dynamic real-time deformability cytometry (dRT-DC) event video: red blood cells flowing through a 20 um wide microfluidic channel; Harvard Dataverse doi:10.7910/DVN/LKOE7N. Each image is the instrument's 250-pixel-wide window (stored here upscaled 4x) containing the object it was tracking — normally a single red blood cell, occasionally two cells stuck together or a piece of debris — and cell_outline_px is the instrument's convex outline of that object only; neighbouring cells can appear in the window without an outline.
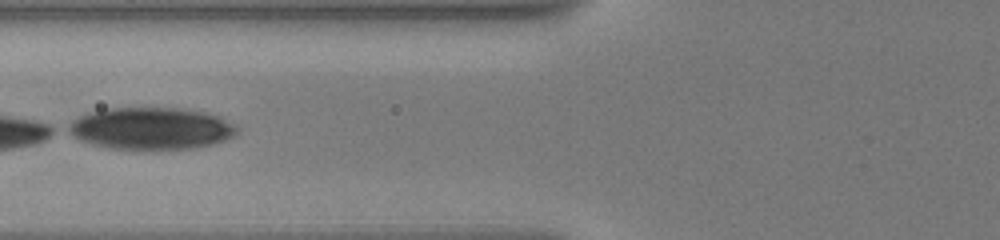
{"species": "human", "species_latin": "Homo sapiens", "temperature_condition": "warm", "stored_images_in_passage": 8, "camera_frame_rate_fps": 3000, "um_per_image_px": 0.085, "donor": {"sex": "male"}, "frame": {"image": 1, "passage_image": 5, "time_ms": 1.667, "image_size_px": [1000, 240], "cell_outline_px": [[240, 128], [236, 136], [212, 144], [192, 148], [112, 148], [96, 144], [84, 140], [68, 132], [64, 128], [72, 120], [88, 112], [104, 108], [180, 108], [204, 112], [220, 116], [236, 124]], "centroid_in_image_um": [12.9, 10.88], "position_along_channel_um": 112.9, "area_um2": 41.04}}
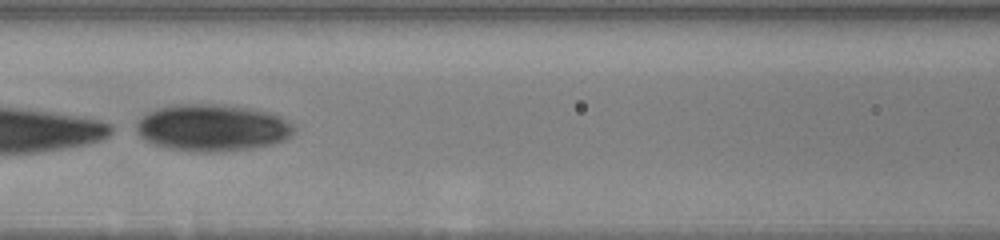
{"frame": {"image": 2, "passage_image": 6, "time_ms": 2.667, "image_size_px": [1000, 240], "cell_outline_px": [[296, 132], [284, 140], [272, 144], [252, 148], [224, 152], [200, 152], [168, 148], [156, 144], [140, 136], [136, 132], [136, 120], [140, 116], [156, 108], [168, 104], [224, 104], [256, 108], [276, 112], [292, 124], [296, 128]], "centroid_in_image_um": [18.09, 10.83], "position_along_channel_um": 148.5, "area_um2": 43.99}}